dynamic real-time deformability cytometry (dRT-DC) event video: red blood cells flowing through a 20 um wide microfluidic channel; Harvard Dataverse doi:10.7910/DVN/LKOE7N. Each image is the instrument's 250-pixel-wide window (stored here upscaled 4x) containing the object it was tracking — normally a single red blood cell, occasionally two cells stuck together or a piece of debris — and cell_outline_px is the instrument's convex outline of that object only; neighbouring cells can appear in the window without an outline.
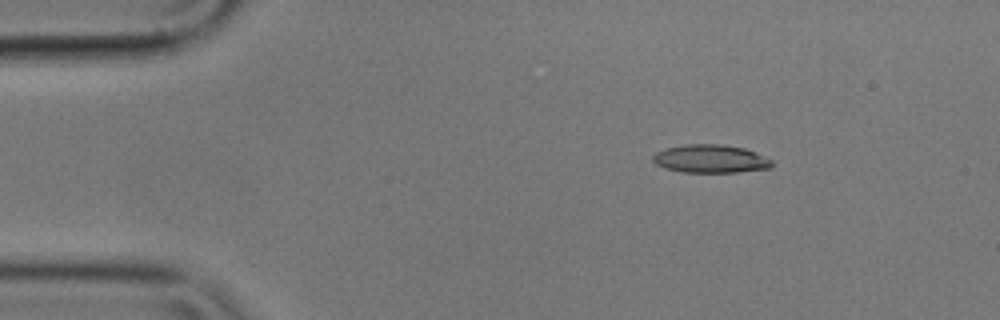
{"species": "common noctule bat (a hibernating species)", "species_latin": "Nyctalus noctula", "temperature_condition": "cold", "stored_images_in_passage": 4, "camera_frame_rate_fps": 3000, "um_per_image_px": 0.085, "animal": {"sex": "male", "body_mass_g": 17.9}, "frame": {"image": 1, "passage_image": 2, "time_ms": 0.333, "image_size_px": [1000, 320], "cell_outline_px": [[772, 168], [736, 172], [680, 172], [664, 168], [656, 164], [652, 160], [652, 156], [656, 152], [664, 148], [684, 144], [724, 144], [744, 148], [772, 160]], "centroid_in_image_um": [60.35, 13.49], "position_along_channel_um": 24.6, "area_um2": 19.65}}